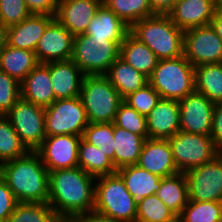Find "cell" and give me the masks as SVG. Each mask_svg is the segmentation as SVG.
Here are the masks:
<instances>
[{
    "label": "cell",
    "instance_id": "obj_21",
    "mask_svg": "<svg viewBox=\"0 0 222 222\" xmlns=\"http://www.w3.org/2000/svg\"><path fill=\"white\" fill-rule=\"evenodd\" d=\"M49 71L56 99L74 98L80 95L85 74L71 59L49 62Z\"/></svg>",
    "mask_w": 222,
    "mask_h": 222
},
{
    "label": "cell",
    "instance_id": "obj_46",
    "mask_svg": "<svg viewBox=\"0 0 222 222\" xmlns=\"http://www.w3.org/2000/svg\"><path fill=\"white\" fill-rule=\"evenodd\" d=\"M177 0H149L151 9L155 14H167Z\"/></svg>",
    "mask_w": 222,
    "mask_h": 222
},
{
    "label": "cell",
    "instance_id": "obj_17",
    "mask_svg": "<svg viewBox=\"0 0 222 222\" xmlns=\"http://www.w3.org/2000/svg\"><path fill=\"white\" fill-rule=\"evenodd\" d=\"M102 0H58L54 19L74 36L84 34Z\"/></svg>",
    "mask_w": 222,
    "mask_h": 222
},
{
    "label": "cell",
    "instance_id": "obj_10",
    "mask_svg": "<svg viewBox=\"0 0 222 222\" xmlns=\"http://www.w3.org/2000/svg\"><path fill=\"white\" fill-rule=\"evenodd\" d=\"M6 116L26 149L36 151L46 137L45 108L20 98Z\"/></svg>",
    "mask_w": 222,
    "mask_h": 222
},
{
    "label": "cell",
    "instance_id": "obj_1",
    "mask_svg": "<svg viewBox=\"0 0 222 222\" xmlns=\"http://www.w3.org/2000/svg\"><path fill=\"white\" fill-rule=\"evenodd\" d=\"M95 180L79 166L49 172L48 204L62 222L94 211Z\"/></svg>",
    "mask_w": 222,
    "mask_h": 222
},
{
    "label": "cell",
    "instance_id": "obj_31",
    "mask_svg": "<svg viewBox=\"0 0 222 222\" xmlns=\"http://www.w3.org/2000/svg\"><path fill=\"white\" fill-rule=\"evenodd\" d=\"M78 166L94 177L117 172L113 162L96 146L81 138L78 151Z\"/></svg>",
    "mask_w": 222,
    "mask_h": 222
},
{
    "label": "cell",
    "instance_id": "obj_12",
    "mask_svg": "<svg viewBox=\"0 0 222 222\" xmlns=\"http://www.w3.org/2000/svg\"><path fill=\"white\" fill-rule=\"evenodd\" d=\"M183 55L194 67L222 63V40L210 25L186 30Z\"/></svg>",
    "mask_w": 222,
    "mask_h": 222
},
{
    "label": "cell",
    "instance_id": "obj_33",
    "mask_svg": "<svg viewBox=\"0 0 222 222\" xmlns=\"http://www.w3.org/2000/svg\"><path fill=\"white\" fill-rule=\"evenodd\" d=\"M178 222H222V202L188 200Z\"/></svg>",
    "mask_w": 222,
    "mask_h": 222
},
{
    "label": "cell",
    "instance_id": "obj_40",
    "mask_svg": "<svg viewBox=\"0 0 222 222\" xmlns=\"http://www.w3.org/2000/svg\"><path fill=\"white\" fill-rule=\"evenodd\" d=\"M20 98V83L0 70V115H6Z\"/></svg>",
    "mask_w": 222,
    "mask_h": 222
},
{
    "label": "cell",
    "instance_id": "obj_32",
    "mask_svg": "<svg viewBox=\"0 0 222 222\" xmlns=\"http://www.w3.org/2000/svg\"><path fill=\"white\" fill-rule=\"evenodd\" d=\"M102 3L129 27L141 19L155 15L149 0H102Z\"/></svg>",
    "mask_w": 222,
    "mask_h": 222
},
{
    "label": "cell",
    "instance_id": "obj_48",
    "mask_svg": "<svg viewBox=\"0 0 222 222\" xmlns=\"http://www.w3.org/2000/svg\"><path fill=\"white\" fill-rule=\"evenodd\" d=\"M7 30L8 28L0 24V50L7 45Z\"/></svg>",
    "mask_w": 222,
    "mask_h": 222
},
{
    "label": "cell",
    "instance_id": "obj_4",
    "mask_svg": "<svg viewBox=\"0 0 222 222\" xmlns=\"http://www.w3.org/2000/svg\"><path fill=\"white\" fill-rule=\"evenodd\" d=\"M94 212L120 222H136L137 205L117 173L96 177Z\"/></svg>",
    "mask_w": 222,
    "mask_h": 222
},
{
    "label": "cell",
    "instance_id": "obj_11",
    "mask_svg": "<svg viewBox=\"0 0 222 222\" xmlns=\"http://www.w3.org/2000/svg\"><path fill=\"white\" fill-rule=\"evenodd\" d=\"M184 174L189 200L222 202V152Z\"/></svg>",
    "mask_w": 222,
    "mask_h": 222
},
{
    "label": "cell",
    "instance_id": "obj_18",
    "mask_svg": "<svg viewBox=\"0 0 222 222\" xmlns=\"http://www.w3.org/2000/svg\"><path fill=\"white\" fill-rule=\"evenodd\" d=\"M148 138L168 139L180 131L179 101L160 98L146 116Z\"/></svg>",
    "mask_w": 222,
    "mask_h": 222
},
{
    "label": "cell",
    "instance_id": "obj_37",
    "mask_svg": "<svg viewBox=\"0 0 222 222\" xmlns=\"http://www.w3.org/2000/svg\"><path fill=\"white\" fill-rule=\"evenodd\" d=\"M82 138L98 147L114 164V136L112 123H88Z\"/></svg>",
    "mask_w": 222,
    "mask_h": 222
},
{
    "label": "cell",
    "instance_id": "obj_44",
    "mask_svg": "<svg viewBox=\"0 0 222 222\" xmlns=\"http://www.w3.org/2000/svg\"><path fill=\"white\" fill-rule=\"evenodd\" d=\"M211 138L214 146L222 152V102L216 103L214 106Z\"/></svg>",
    "mask_w": 222,
    "mask_h": 222
},
{
    "label": "cell",
    "instance_id": "obj_47",
    "mask_svg": "<svg viewBox=\"0 0 222 222\" xmlns=\"http://www.w3.org/2000/svg\"><path fill=\"white\" fill-rule=\"evenodd\" d=\"M210 26L222 40V11L220 9H216L213 18L211 19Z\"/></svg>",
    "mask_w": 222,
    "mask_h": 222
},
{
    "label": "cell",
    "instance_id": "obj_5",
    "mask_svg": "<svg viewBox=\"0 0 222 222\" xmlns=\"http://www.w3.org/2000/svg\"><path fill=\"white\" fill-rule=\"evenodd\" d=\"M89 123L114 122L122 96L106 75H85L79 95Z\"/></svg>",
    "mask_w": 222,
    "mask_h": 222
},
{
    "label": "cell",
    "instance_id": "obj_6",
    "mask_svg": "<svg viewBox=\"0 0 222 222\" xmlns=\"http://www.w3.org/2000/svg\"><path fill=\"white\" fill-rule=\"evenodd\" d=\"M148 80L161 98L179 101L195 90L194 66L184 55L162 59Z\"/></svg>",
    "mask_w": 222,
    "mask_h": 222
},
{
    "label": "cell",
    "instance_id": "obj_30",
    "mask_svg": "<svg viewBox=\"0 0 222 222\" xmlns=\"http://www.w3.org/2000/svg\"><path fill=\"white\" fill-rule=\"evenodd\" d=\"M155 194L179 216L189 200L185 174L179 172L172 176L163 177L161 186Z\"/></svg>",
    "mask_w": 222,
    "mask_h": 222
},
{
    "label": "cell",
    "instance_id": "obj_9",
    "mask_svg": "<svg viewBox=\"0 0 222 222\" xmlns=\"http://www.w3.org/2000/svg\"><path fill=\"white\" fill-rule=\"evenodd\" d=\"M88 120L79 96L57 99L45 108L46 136H83Z\"/></svg>",
    "mask_w": 222,
    "mask_h": 222
},
{
    "label": "cell",
    "instance_id": "obj_35",
    "mask_svg": "<svg viewBox=\"0 0 222 222\" xmlns=\"http://www.w3.org/2000/svg\"><path fill=\"white\" fill-rule=\"evenodd\" d=\"M7 222H62L48 203L18 202Z\"/></svg>",
    "mask_w": 222,
    "mask_h": 222
},
{
    "label": "cell",
    "instance_id": "obj_16",
    "mask_svg": "<svg viewBox=\"0 0 222 222\" xmlns=\"http://www.w3.org/2000/svg\"><path fill=\"white\" fill-rule=\"evenodd\" d=\"M217 8V0H177L167 15L179 29L186 31L210 25Z\"/></svg>",
    "mask_w": 222,
    "mask_h": 222
},
{
    "label": "cell",
    "instance_id": "obj_36",
    "mask_svg": "<svg viewBox=\"0 0 222 222\" xmlns=\"http://www.w3.org/2000/svg\"><path fill=\"white\" fill-rule=\"evenodd\" d=\"M136 222H178V216L154 194L137 205Z\"/></svg>",
    "mask_w": 222,
    "mask_h": 222
},
{
    "label": "cell",
    "instance_id": "obj_41",
    "mask_svg": "<svg viewBox=\"0 0 222 222\" xmlns=\"http://www.w3.org/2000/svg\"><path fill=\"white\" fill-rule=\"evenodd\" d=\"M30 15L25 0H0L1 24L6 28L20 23Z\"/></svg>",
    "mask_w": 222,
    "mask_h": 222
},
{
    "label": "cell",
    "instance_id": "obj_24",
    "mask_svg": "<svg viewBox=\"0 0 222 222\" xmlns=\"http://www.w3.org/2000/svg\"><path fill=\"white\" fill-rule=\"evenodd\" d=\"M130 27L103 3L85 31V35L108 40H124Z\"/></svg>",
    "mask_w": 222,
    "mask_h": 222
},
{
    "label": "cell",
    "instance_id": "obj_3",
    "mask_svg": "<svg viewBox=\"0 0 222 222\" xmlns=\"http://www.w3.org/2000/svg\"><path fill=\"white\" fill-rule=\"evenodd\" d=\"M130 33L147 45L159 60L183 55L184 31L167 14H155L135 22Z\"/></svg>",
    "mask_w": 222,
    "mask_h": 222
},
{
    "label": "cell",
    "instance_id": "obj_14",
    "mask_svg": "<svg viewBox=\"0 0 222 222\" xmlns=\"http://www.w3.org/2000/svg\"><path fill=\"white\" fill-rule=\"evenodd\" d=\"M82 136H46L36 150L47 170L69 169L78 166V151Z\"/></svg>",
    "mask_w": 222,
    "mask_h": 222
},
{
    "label": "cell",
    "instance_id": "obj_22",
    "mask_svg": "<svg viewBox=\"0 0 222 222\" xmlns=\"http://www.w3.org/2000/svg\"><path fill=\"white\" fill-rule=\"evenodd\" d=\"M21 98L41 107L50 106L55 100L48 63H39L20 83Z\"/></svg>",
    "mask_w": 222,
    "mask_h": 222
},
{
    "label": "cell",
    "instance_id": "obj_34",
    "mask_svg": "<svg viewBox=\"0 0 222 222\" xmlns=\"http://www.w3.org/2000/svg\"><path fill=\"white\" fill-rule=\"evenodd\" d=\"M28 150L6 115H0V165L24 156Z\"/></svg>",
    "mask_w": 222,
    "mask_h": 222
},
{
    "label": "cell",
    "instance_id": "obj_2",
    "mask_svg": "<svg viewBox=\"0 0 222 222\" xmlns=\"http://www.w3.org/2000/svg\"><path fill=\"white\" fill-rule=\"evenodd\" d=\"M0 176L18 202L48 203L49 171L36 151L1 164Z\"/></svg>",
    "mask_w": 222,
    "mask_h": 222
},
{
    "label": "cell",
    "instance_id": "obj_20",
    "mask_svg": "<svg viewBox=\"0 0 222 222\" xmlns=\"http://www.w3.org/2000/svg\"><path fill=\"white\" fill-rule=\"evenodd\" d=\"M54 20L51 15L31 14L20 23L7 30V45L29 51H35L39 39L47 26Z\"/></svg>",
    "mask_w": 222,
    "mask_h": 222
},
{
    "label": "cell",
    "instance_id": "obj_8",
    "mask_svg": "<svg viewBox=\"0 0 222 222\" xmlns=\"http://www.w3.org/2000/svg\"><path fill=\"white\" fill-rule=\"evenodd\" d=\"M167 140L171 146L176 168L181 173L211 161L220 153L214 146L211 136L179 131Z\"/></svg>",
    "mask_w": 222,
    "mask_h": 222
},
{
    "label": "cell",
    "instance_id": "obj_49",
    "mask_svg": "<svg viewBox=\"0 0 222 222\" xmlns=\"http://www.w3.org/2000/svg\"><path fill=\"white\" fill-rule=\"evenodd\" d=\"M218 3V9L222 11V0H217Z\"/></svg>",
    "mask_w": 222,
    "mask_h": 222
},
{
    "label": "cell",
    "instance_id": "obj_43",
    "mask_svg": "<svg viewBox=\"0 0 222 222\" xmlns=\"http://www.w3.org/2000/svg\"><path fill=\"white\" fill-rule=\"evenodd\" d=\"M58 0H25L31 14L54 16Z\"/></svg>",
    "mask_w": 222,
    "mask_h": 222
},
{
    "label": "cell",
    "instance_id": "obj_39",
    "mask_svg": "<svg viewBox=\"0 0 222 222\" xmlns=\"http://www.w3.org/2000/svg\"><path fill=\"white\" fill-rule=\"evenodd\" d=\"M160 98L159 93L148 83L145 87L126 96L123 101L138 113L147 116Z\"/></svg>",
    "mask_w": 222,
    "mask_h": 222
},
{
    "label": "cell",
    "instance_id": "obj_13",
    "mask_svg": "<svg viewBox=\"0 0 222 222\" xmlns=\"http://www.w3.org/2000/svg\"><path fill=\"white\" fill-rule=\"evenodd\" d=\"M214 106L196 90L179 100L180 131L211 136Z\"/></svg>",
    "mask_w": 222,
    "mask_h": 222
},
{
    "label": "cell",
    "instance_id": "obj_28",
    "mask_svg": "<svg viewBox=\"0 0 222 222\" xmlns=\"http://www.w3.org/2000/svg\"><path fill=\"white\" fill-rule=\"evenodd\" d=\"M39 61L34 51L6 45L0 50V70L21 83Z\"/></svg>",
    "mask_w": 222,
    "mask_h": 222
},
{
    "label": "cell",
    "instance_id": "obj_45",
    "mask_svg": "<svg viewBox=\"0 0 222 222\" xmlns=\"http://www.w3.org/2000/svg\"><path fill=\"white\" fill-rule=\"evenodd\" d=\"M68 222H120L100 215L94 211L73 216Z\"/></svg>",
    "mask_w": 222,
    "mask_h": 222
},
{
    "label": "cell",
    "instance_id": "obj_26",
    "mask_svg": "<svg viewBox=\"0 0 222 222\" xmlns=\"http://www.w3.org/2000/svg\"><path fill=\"white\" fill-rule=\"evenodd\" d=\"M114 136V166L116 170L137 165L145 140L142 136L126 129L119 128L113 123Z\"/></svg>",
    "mask_w": 222,
    "mask_h": 222
},
{
    "label": "cell",
    "instance_id": "obj_7",
    "mask_svg": "<svg viewBox=\"0 0 222 222\" xmlns=\"http://www.w3.org/2000/svg\"><path fill=\"white\" fill-rule=\"evenodd\" d=\"M123 41L93 38L85 34L75 35L71 60L85 75H106L119 57Z\"/></svg>",
    "mask_w": 222,
    "mask_h": 222
},
{
    "label": "cell",
    "instance_id": "obj_27",
    "mask_svg": "<svg viewBox=\"0 0 222 222\" xmlns=\"http://www.w3.org/2000/svg\"><path fill=\"white\" fill-rule=\"evenodd\" d=\"M106 76L123 99L149 83L147 76L137 71L120 57L110 66Z\"/></svg>",
    "mask_w": 222,
    "mask_h": 222
},
{
    "label": "cell",
    "instance_id": "obj_42",
    "mask_svg": "<svg viewBox=\"0 0 222 222\" xmlns=\"http://www.w3.org/2000/svg\"><path fill=\"white\" fill-rule=\"evenodd\" d=\"M18 201L0 176V222H7Z\"/></svg>",
    "mask_w": 222,
    "mask_h": 222
},
{
    "label": "cell",
    "instance_id": "obj_19",
    "mask_svg": "<svg viewBox=\"0 0 222 222\" xmlns=\"http://www.w3.org/2000/svg\"><path fill=\"white\" fill-rule=\"evenodd\" d=\"M137 165L161 178L179 173L167 139L147 138Z\"/></svg>",
    "mask_w": 222,
    "mask_h": 222
},
{
    "label": "cell",
    "instance_id": "obj_38",
    "mask_svg": "<svg viewBox=\"0 0 222 222\" xmlns=\"http://www.w3.org/2000/svg\"><path fill=\"white\" fill-rule=\"evenodd\" d=\"M113 123L119 128L142 136L144 139L148 138L146 116L138 113L124 101L118 107Z\"/></svg>",
    "mask_w": 222,
    "mask_h": 222
},
{
    "label": "cell",
    "instance_id": "obj_29",
    "mask_svg": "<svg viewBox=\"0 0 222 222\" xmlns=\"http://www.w3.org/2000/svg\"><path fill=\"white\" fill-rule=\"evenodd\" d=\"M195 90L212 103L222 102V63L202 64L194 67Z\"/></svg>",
    "mask_w": 222,
    "mask_h": 222
},
{
    "label": "cell",
    "instance_id": "obj_15",
    "mask_svg": "<svg viewBox=\"0 0 222 222\" xmlns=\"http://www.w3.org/2000/svg\"><path fill=\"white\" fill-rule=\"evenodd\" d=\"M74 35L55 19L47 26L35 49L39 63L70 60Z\"/></svg>",
    "mask_w": 222,
    "mask_h": 222
},
{
    "label": "cell",
    "instance_id": "obj_23",
    "mask_svg": "<svg viewBox=\"0 0 222 222\" xmlns=\"http://www.w3.org/2000/svg\"><path fill=\"white\" fill-rule=\"evenodd\" d=\"M124 181L128 192L138 205L145 197L154 195L161 186V177L138 165L122 167L116 172Z\"/></svg>",
    "mask_w": 222,
    "mask_h": 222
},
{
    "label": "cell",
    "instance_id": "obj_25",
    "mask_svg": "<svg viewBox=\"0 0 222 222\" xmlns=\"http://www.w3.org/2000/svg\"><path fill=\"white\" fill-rule=\"evenodd\" d=\"M119 57L148 78L159 61L154 52L130 32L120 44Z\"/></svg>",
    "mask_w": 222,
    "mask_h": 222
}]
</instances>
